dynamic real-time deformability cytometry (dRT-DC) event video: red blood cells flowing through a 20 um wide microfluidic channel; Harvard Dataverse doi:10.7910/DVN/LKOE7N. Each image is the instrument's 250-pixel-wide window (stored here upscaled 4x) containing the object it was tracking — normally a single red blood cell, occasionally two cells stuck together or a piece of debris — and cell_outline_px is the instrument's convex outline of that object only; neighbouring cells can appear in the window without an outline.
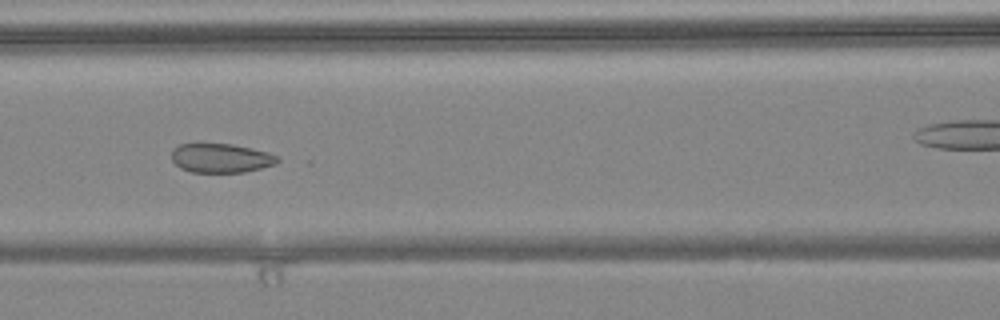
{"species": "common noctule bat (a hibernating species)", "species_latin": "Nyctalus noctula", "temperature_condition": "warm", "stored_images_in_passage": 10, "camera_frame_rate_fps": 3000, "um_per_image_px": 0.085, "animal": {"sex": "female", "body_mass_g": 24.6, "forearm_length_mm": 56.2}, "frame": {"image": 1, "passage_image": 5, "time_ms": 1.333, "image_size_px": [1000, 320], "cell_outline_px": [[280, 160], [276, 164], [244, 172], [192, 172], [180, 168], [172, 160], [172, 148], [180, 144], [196, 140], [232, 144], [252, 148], [268, 152], [276, 156]], "centroid_in_image_um": [18.71, 13.38], "position_along_channel_um": 147.9, "area_um2": 18.67}}